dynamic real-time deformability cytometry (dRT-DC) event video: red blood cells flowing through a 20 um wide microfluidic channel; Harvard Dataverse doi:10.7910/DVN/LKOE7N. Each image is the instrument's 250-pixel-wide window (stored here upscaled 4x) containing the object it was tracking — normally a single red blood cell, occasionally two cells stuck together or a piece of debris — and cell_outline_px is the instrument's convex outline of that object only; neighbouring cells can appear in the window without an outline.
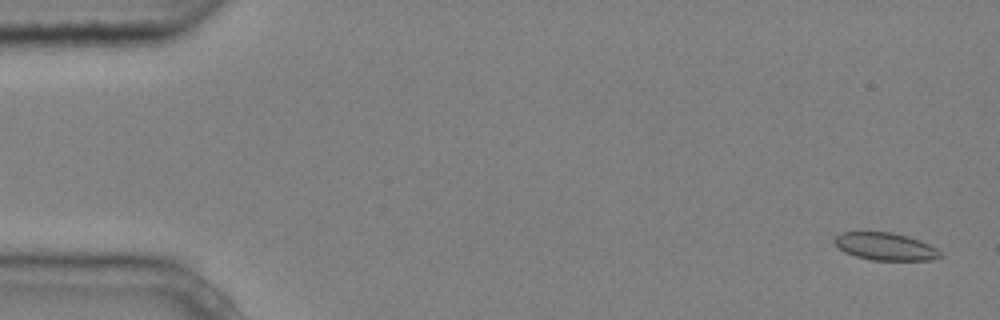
{"species": "common noctule bat (a hibernating species)", "species_latin": "Nyctalus noctula", "temperature_condition": "cold", "stored_images_in_passage": 6, "camera_frame_rate_fps": 3000, "um_per_image_px": 0.085, "animal": {"sex": "male", "body_mass_g": 20.4}, "frame": {"image": 1, "passage_image": 1, "time_ms": 0.0, "image_size_px": [1000, 320], "cell_outline_px": [[944, 256], [932, 260], [872, 260], [856, 256], [844, 252], [832, 240], [840, 232], [892, 232], [920, 240], [936, 248]], "centroid_in_image_um": [75.26, 20.95], "position_along_channel_um": 9.7, "area_um2": 16.94}}
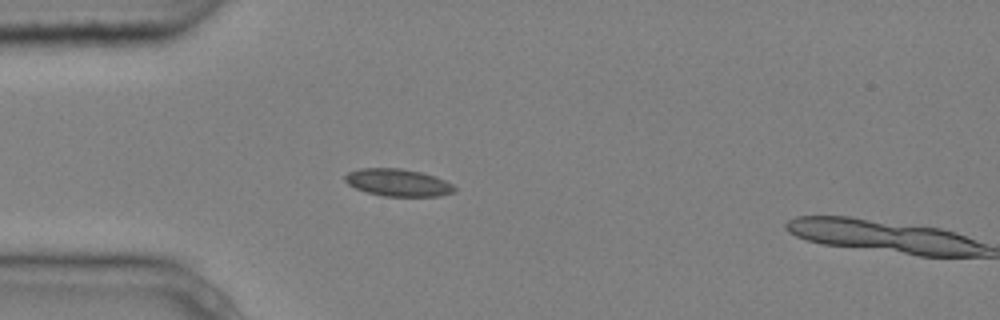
{"frame": {"image": 2, "passage_image": 5, "time_ms": 1.333, "image_size_px": [1000, 320], "cell_outline_px": [[456, 192], [440, 196], [384, 196], [368, 192], [356, 188], [348, 184], [344, 180], [344, 176], [348, 172], [360, 168], [400, 168], [420, 172], [444, 180], [452, 184], [456, 188]], "centroid_in_image_um": [33.82, 15.52], "position_along_channel_um": 51.2, "area_um2": 17.34}}